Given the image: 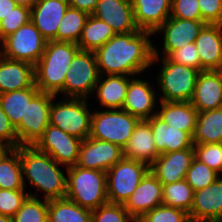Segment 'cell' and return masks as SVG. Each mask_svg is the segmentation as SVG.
I'll use <instances>...</instances> for the list:
<instances>
[{"label":"cell","mask_w":222,"mask_h":222,"mask_svg":"<svg viewBox=\"0 0 222 222\" xmlns=\"http://www.w3.org/2000/svg\"><path fill=\"white\" fill-rule=\"evenodd\" d=\"M152 32L141 30L115 34L94 53L100 75L135 76L158 62Z\"/></svg>","instance_id":"obj_1"},{"label":"cell","mask_w":222,"mask_h":222,"mask_svg":"<svg viewBox=\"0 0 222 222\" xmlns=\"http://www.w3.org/2000/svg\"><path fill=\"white\" fill-rule=\"evenodd\" d=\"M24 185L25 177L31 186L44 193V199L64 198L67 192V177L50 155L35 146H19Z\"/></svg>","instance_id":"obj_2"},{"label":"cell","mask_w":222,"mask_h":222,"mask_svg":"<svg viewBox=\"0 0 222 222\" xmlns=\"http://www.w3.org/2000/svg\"><path fill=\"white\" fill-rule=\"evenodd\" d=\"M77 43L47 41L46 48L34 66L35 85L40 92L64 95V80L75 54Z\"/></svg>","instance_id":"obj_3"},{"label":"cell","mask_w":222,"mask_h":222,"mask_svg":"<svg viewBox=\"0 0 222 222\" xmlns=\"http://www.w3.org/2000/svg\"><path fill=\"white\" fill-rule=\"evenodd\" d=\"M66 198L91 211L108 203L106 172L77 165L66 167Z\"/></svg>","instance_id":"obj_4"},{"label":"cell","mask_w":222,"mask_h":222,"mask_svg":"<svg viewBox=\"0 0 222 222\" xmlns=\"http://www.w3.org/2000/svg\"><path fill=\"white\" fill-rule=\"evenodd\" d=\"M162 68L157 75L161 89L160 101L190 102L200 71L183 64L172 62L168 57L162 56Z\"/></svg>","instance_id":"obj_5"},{"label":"cell","mask_w":222,"mask_h":222,"mask_svg":"<svg viewBox=\"0 0 222 222\" xmlns=\"http://www.w3.org/2000/svg\"><path fill=\"white\" fill-rule=\"evenodd\" d=\"M139 121L122 109L97 110L91 116L90 137L119 145L123 149Z\"/></svg>","instance_id":"obj_6"},{"label":"cell","mask_w":222,"mask_h":222,"mask_svg":"<svg viewBox=\"0 0 222 222\" xmlns=\"http://www.w3.org/2000/svg\"><path fill=\"white\" fill-rule=\"evenodd\" d=\"M149 170L148 164L123 157L106 172L108 202L124 205Z\"/></svg>","instance_id":"obj_7"},{"label":"cell","mask_w":222,"mask_h":222,"mask_svg":"<svg viewBox=\"0 0 222 222\" xmlns=\"http://www.w3.org/2000/svg\"><path fill=\"white\" fill-rule=\"evenodd\" d=\"M86 98L66 97L63 101L51 103L49 122L81 140L90 137L91 116Z\"/></svg>","instance_id":"obj_8"},{"label":"cell","mask_w":222,"mask_h":222,"mask_svg":"<svg viewBox=\"0 0 222 222\" xmlns=\"http://www.w3.org/2000/svg\"><path fill=\"white\" fill-rule=\"evenodd\" d=\"M97 59L92 51L79 50L72 59L64 80V95L87 98L95 92L99 80Z\"/></svg>","instance_id":"obj_9"},{"label":"cell","mask_w":222,"mask_h":222,"mask_svg":"<svg viewBox=\"0 0 222 222\" xmlns=\"http://www.w3.org/2000/svg\"><path fill=\"white\" fill-rule=\"evenodd\" d=\"M0 43V54L4 57L25 61L35 66L46 48L47 40L30 20Z\"/></svg>","instance_id":"obj_10"},{"label":"cell","mask_w":222,"mask_h":222,"mask_svg":"<svg viewBox=\"0 0 222 222\" xmlns=\"http://www.w3.org/2000/svg\"><path fill=\"white\" fill-rule=\"evenodd\" d=\"M55 95L38 92L26 105L25 118L16 127L18 146H34L50 124V108Z\"/></svg>","instance_id":"obj_11"},{"label":"cell","mask_w":222,"mask_h":222,"mask_svg":"<svg viewBox=\"0 0 222 222\" xmlns=\"http://www.w3.org/2000/svg\"><path fill=\"white\" fill-rule=\"evenodd\" d=\"M81 142V139L49 124L34 146L68 168L77 164Z\"/></svg>","instance_id":"obj_12"},{"label":"cell","mask_w":222,"mask_h":222,"mask_svg":"<svg viewBox=\"0 0 222 222\" xmlns=\"http://www.w3.org/2000/svg\"><path fill=\"white\" fill-rule=\"evenodd\" d=\"M123 158V149L116 144L88 137L82 140L77 166L107 172Z\"/></svg>","instance_id":"obj_13"},{"label":"cell","mask_w":222,"mask_h":222,"mask_svg":"<svg viewBox=\"0 0 222 222\" xmlns=\"http://www.w3.org/2000/svg\"><path fill=\"white\" fill-rule=\"evenodd\" d=\"M206 23L202 20H188L169 17L155 32H164L163 56L195 42Z\"/></svg>","instance_id":"obj_14"},{"label":"cell","mask_w":222,"mask_h":222,"mask_svg":"<svg viewBox=\"0 0 222 222\" xmlns=\"http://www.w3.org/2000/svg\"><path fill=\"white\" fill-rule=\"evenodd\" d=\"M92 15L107 23L116 34L141 31L135 23L131 0H98Z\"/></svg>","instance_id":"obj_15"},{"label":"cell","mask_w":222,"mask_h":222,"mask_svg":"<svg viewBox=\"0 0 222 222\" xmlns=\"http://www.w3.org/2000/svg\"><path fill=\"white\" fill-rule=\"evenodd\" d=\"M194 158V146L179 151L160 154L150 165V171L162 185L185 179Z\"/></svg>","instance_id":"obj_16"},{"label":"cell","mask_w":222,"mask_h":222,"mask_svg":"<svg viewBox=\"0 0 222 222\" xmlns=\"http://www.w3.org/2000/svg\"><path fill=\"white\" fill-rule=\"evenodd\" d=\"M162 186L149 170L124 204L129 215L133 219H140L148 211L162 204Z\"/></svg>","instance_id":"obj_17"},{"label":"cell","mask_w":222,"mask_h":222,"mask_svg":"<svg viewBox=\"0 0 222 222\" xmlns=\"http://www.w3.org/2000/svg\"><path fill=\"white\" fill-rule=\"evenodd\" d=\"M67 0H38L31 8L30 20L47 41H57V29L66 13Z\"/></svg>","instance_id":"obj_18"},{"label":"cell","mask_w":222,"mask_h":222,"mask_svg":"<svg viewBox=\"0 0 222 222\" xmlns=\"http://www.w3.org/2000/svg\"><path fill=\"white\" fill-rule=\"evenodd\" d=\"M190 222H214L222 218V178L218 177L211 185L194 192L190 210Z\"/></svg>","instance_id":"obj_19"},{"label":"cell","mask_w":222,"mask_h":222,"mask_svg":"<svg viewBox=\"0 0 222 222\" xmlns=\"http://www.w3.org/2000/svg\"><path fill=\"white\" fill-rule=\"evenodd\" d=\"M190 103L198 112L222 107V70L200 72Z\"/></svg>","instance_id":"obj_20"},{"label":"cell","mask_w":222,"mask_h":222,"mask_svg":"<svg viewBox=\"0 0 222 222\" xmlns=\"http://www.w3.org/2000/svg\"><path fill=\"white\" fill-rule=\"evenodd\" d=\"M201 71L222 70V25L206 24L194 42Z\"/></svg>","instance_id":"obj_21"},{"label":"cell","mask_w":222,"mask_h":222,"mask_svg":"<svg viewBox=\"0 0 222 222\" xmlns=\"http://www.w3.org/2000/svg\"><path fill=\"white\" fill-rule=\"evenodd\" d=\"M154 91L148 81L133 77L129 81L122 110L127 111L139 120H148L157 114L153 111L157 103Z\"/></svg>","instance_id":"obj_22"},{"label":"cell","mask_w":222,"mask_h":222,"mask_svg":"<svg viewBox=\"0 0 222 222\" xmlns=\"http://www.w3.org/2000/svg\"><path fill=\"white\" fill-rule=\"evenodd\" d=\"M153 130L155 146L160 154L192 148V136L178 128L169 126L157 114L146 120Z\"/></svg>","instance_id":"obj_23"},{"label":"cell","mask_w":222,"mask_h":222,"mask_svg":"<svg viewBox=\"0 0 222 222\" xmlns=\"http://www.w3.org/2000/svg\"><path fill=\"white\" fill-rule=\"evenodd\" d=\"M159 155L151 125L146 120H140L127 145L123 148V157L141 161L150 166Z\"/></svg>","instance_id":"obj_24"},{"label":"cell","mask_w":222,"mask_h":222,"mask_svg":"<svg viewBox=\"0 0 222 222\" xmlns=\"http://www.w3.org/2000/svg\"><path fill=\"white\" fill-rule=\"evenodd\" d=\"M34 82L32 64L8 59L0 54V93L22 90L30 87Z\"/></svg>","instance_id":"obj_25"},{"label":"cell","mask_w":222,"mask_h":222,"mask_svg":"<svg viewBox=\"0 0 222 222\" xmlns=\"http://www.w3.org/2000/svg\"><path fill=\"white\" fill-rule=\"evenodd\" d=\"M140 30L155 31L170 17L171 0H131Z\"/></svg>","instance_id":"obj_26"},{"label":"cell","mask_w":222,"mask_h":222,"mask_svg":"<svg viewBox=\"0 0 222 222\" xmlns=\"http://www.w3.org/2000/svg\"><path fill=\"white\" fill-rule=\"evenodd\" d=\"M161 110L157 115L169 126L188 132L191 136L194 134L198 111L190 102L160 101Z\"/></svg>","instance_id":"obj_27"},{"label":"cell","mask_w":222,"mask_h":222,"mask_svg":"<svg viewBox=\"0 0 222 222\" xmlns=\"http://www.w3.org/2000/svg\"><path fill=\"white\" fill-rule=\"evenodd\" d=\"M100 75L95 90L101 107L122 109L125 102L129 81L125 75Z\"/></svg>","instance_id":"obj_28"},{"label":"cell","mask_w":222,"mask_h":222,"mask_svg":"<svg viewBox=\"0 0 222 222\" xmlns=\"http://www.w3.org/2000/svg\"><path fill=\"white\" fill-rule=\"evenodd\" d=\"M193 144L222 143V107L198 112Z\"/></svg>","instance_id":"obj_29"},{"label":"cell","mask_w":222,"mask_h":222,"mask_svg":"<svg viewBox=\"0 0 222 222\" xmlns=\"http://www.w3.org/2000/svg\"><path fill=\"white\" fill-rule=\"evenodd\" d=\"M24 180L17 148H3L0 151V189H24Z\"/></svg>","instance_id":"obj_30"},{"label":"cell","mask_w":222,"mask_h":222,"mask_svg":"<svg viewBox=\"0 0 222 222\" xmlns=\"http://www.w3.org/2000/svg\"><path fill=\"white\" fill-rule=\"evenodd\" d=\"M38 92L34 82L22 90L0 93V106L15 128L25 118L26 105Z\"/></svg>","instance_id":"obj_31"},{"label":"cell","mask_w":222,"mask_h":222,"mask_svg":"<svg viewBox=\"0 0 222 222\" xmlns=\"http://www.w3.org/2000/svg\"><path fill=\"white\" fill-rule=\"evenodd\" d=\"M115 34V31L107 23L89 15L77 45L80 50L95 52Z\"/></svg>","instance_id":"obj_32"},{"label":"cell","mask_w":222,"mask_h":222,"mask_svg":"<svg viewBox=\"0 0 222 222\" xmlns=\"http://www.w3.org/2000/svg\"><path fill=\"white\" fill-rule=\"evenodd\" d=\"M92 211L68 198L48 200V222H91Z\"/></svg>","instance_id":"obj_33"},{"label":"cell","mask_w":222,"mask_h":222,"mask_svg":"<svg viewBox=\"0 0 222 222\" xmlns=\"http://www.w3.org/2000/svg\"><path fill=\"white\" fill-rule=\"evenodd\" d=\"M194 190L185 179L162 186V204L190 213Z\"/></svg>","instance_id":"obj_34"},{"label":"cell","mask_w":222,"mask_h":222,"mask_svg":"<svg viewBox=\"0 0 222 222\" xmlns=\"http://www.w3.org/2000/svg\"><path fill=\"white\" fill-rule=\"evenodd\" d=\"M88 17L86 12L69 6L59 23L57 41L78 43Z\"/></svg>","instance_id":"obj_35"},{"label":"cell","mask_w":222,"mask_h":222,"mask_svg":"<svg viewBox=\"0 0 222 222\" xmlns=\"http://www.w3.org/2000/svg\"><path fill=\"white\" fill-rule=\"evenodd\" d=\"M12 222H48V200L41 201L30 193L12 217Z\"/></svg>","instance_id":"obj_36"},{"label":"cell","mask_w":222,"mask_h":222,"mask_svg":"<svg viewBox=\"0 0 222 222\" xmlns=\"http://www.w3.org/2000/svg\"><path fill=\"white\" fill-rule=\"evenodd\" d=\"M218 177L217 172L194 157L187 170L185 180L196 192L211 185Z\"/></svg>","instance_id":"obj_37"},{"label":"cell","mask_w":222,"mask_h":222,"mask_svg":"<svg viewBox=\"0 0 222 222\" xmlns=\"http://www.w3.org/2000/svg\"><path fill=\"white\" fill-rule=\"evenodd\" d=\"M194 157L213 169L222 172V143L194 144Z\"/></svg>","instance_id":"obj_38"},{"label":"cell","mask_w":222,"mask_h":222,"mask_svg":"<svg viewBox=\"0 0 222 222\" xmlns=\"http://www.w3.org/2000/svg\"><path fill=\"white\" fill-rule=\"evenodd\" d=\"M140 220L142 222H190L188 213L164 204L148 211Z\"/></svg>","instance_id":"obj_39"},{"label":"cell","mask_w":222,"mask_h":222,"mask_svg":"<svg viewBox=\"0 0 222 222\" xmlns=\"http://www.w3.org/2000/svg\"><path fill=\"white\" fill-rule=\"evenodd\" d=\"M31 18V9L17 5L4 19L0 21V42L13 34L19 27L28 23Z\"/></svg>","instance_id":"obj_40"},{"label":"cell","mask_w":222,"mask_h":222,"mask_svg":"<svg viewBox=\"0 0 222 222\" xmlns=\"http://www.w3.org/2000/svg\"><path fill=\"white\" fill-rule=\"evenodd\" d=\"M122 204L107 203L92 211L91 222H133Z\"/></svg>","instance_id":"obj_41"},{"label":"cell","mask_w":222,"mask_h":222,"mask_svg":"<svg viewBox=\"0 0 222 222\" xmlns=\"http://www.w3.org/2000/svg\"><path fill=\"white\" fill-rule=\"evenodd\" d=\"M25 191V189H0V214L12 218L30 196L29 192Z\"/></svg>","instance_id":"obj_42"},{"label":"cell","mask_w":222,"mask_h":222,"mask_svg":"<svg viewBox=\"0 0 222 222\" xmlns=\"http://www.w3.org/2000/svg\"><path fill=\"white\" fill-rule=\"evenodd\" d=\"M170 17L201 20L198 0H171Z\"/></svg>","instance_id":"obj_43"},{"label":"cell","mask_w":222,"mask_h":222,"mask_svg":"<svg viewBox=\"0 0 222 222\" xmlns=\"http://www.w3.org/2000/svg\"><path fill=\"white\" fill-rule=\"evenodd\" d=\"M168 58L172 62L192 67L201 72V61L194 42L174 50Z\"/></svg>","instance_id":"obj_44"},{"label":"cell","mask_w":222,"mask_h":222,"mask_svg":"<svg viewBox=\"0 0 222 222\" xmlns=\"http://www.w3.org/2000/svg\"><path fill=\"white\" fill-rule=\"evenodd\" d=\"M198 5L202 21L222 25V0H198Z\"/></svg>","instance_id":"obj_45"},{"label":"cell","mask_w":222,"mask_h":222,"mask_svg":"<svg viewBox=\"0 0 222 222\" xmlns=\"http://www.w3.org/2000/svg\"><path fill=\"white\" fill-rule=\"evenodd\" d=\"M0 147L17 148L18 138L16 128L9 120L6 113L0 106Z\"/></svg>","instance_id":"obj_46"},{"label":"cell","mask_w":222,"mask_h":222,"mask_svg":"<svg viewBox=\"0 0 222 222\" xmlns=\"http://www.w3.org/2000/svg\"><path fill=\"white\" fill-rule=\"evenodd\" d=\"M67 1L70 7L86 12L89 15H92L98 3V0H67Z\"/></svg>","instance_id":"obj_47"},{"label":"cell","mask_w":222,"mask_h":222,"mask_svg":"<svg viewBox=\"0 0 222 222\" xmlns=\"http://www.w3.org/2000/svg\"><path fill=\"white\" fill-rule=\"evenodd\" d=\"M17 6L13 0H0V21Z\"/></svg>","instance_id":"obj_48"},{"label":"cell","mask_w":222,"mask_h":222,"mask_svg":"<svg viewBox=\"0 0 222 222\" xmlns=\"http://www.w3.org/2000/svg\"><path fill=\"white\" fill-rule=\"evenodd\" d=\"M19 6H25L27 8H32L38 0H13Z\"/></svg>","instance_id":"obj_49"},{"label":"cell","mask_w":222,"mask_h":222,"mask_svg":"<svg viewBox=\"0 0 222 222\" xmlns=\"http://www.w3.org/2000/svg\"><path fill=\"white\" fill-rule=\"evenodd\" d=\"M0 222H12V218L0 214Z\"/></svg>","instance_id":"obj_50"},{"label":"cell","mask_w":222,"mask_h":222,"mask_svg":"<svg viewBox=\"0 0 222 222\" xmlns=\"http://www.w3.org/2000/svg\"><path fill=\"white\" fill-rule=\"evenodd\" d=\"M133 222H142L140 219H134Z\"/></svg>","instance_id":"obj_51"},{"label":"cell","mask_w":222,"mask_h":222,"mask_svg":"<svg viewBox=\"0 0 222 222\" xmlns=\"http://www.w3.org/2000/svg\"><path fill=\"white\" fill-rule=\"evenodd\" d=\"M214 222H222V218L217 219V220H216V221H214Z\"/></svg>","instance_id":"obj_52"}]
</instances>
